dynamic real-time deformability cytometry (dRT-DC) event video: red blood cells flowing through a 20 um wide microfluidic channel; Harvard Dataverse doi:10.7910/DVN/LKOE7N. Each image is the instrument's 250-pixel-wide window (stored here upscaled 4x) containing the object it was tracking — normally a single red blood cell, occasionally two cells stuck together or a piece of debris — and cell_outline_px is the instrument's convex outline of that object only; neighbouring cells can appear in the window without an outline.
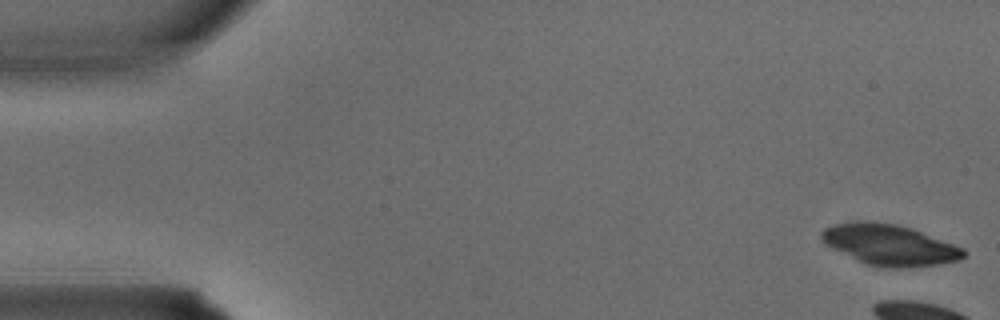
{"species": "common noctule bat (a hibernating species)", "species_latin": "Nyctalus noctula", "temperature_condition": "warm", "stored_images_in_passage": 4, "camera_frame_rate_fps": 3000, "um_per_image_px": 0.085, "animal": {"sex": "male", "body_mass_g": 15.6}, "frame": {"image": 1, "passage_image": 1, "time_ms": 0.0, "image_size_px": [1000, 320], "cell_outline_px": [[968, 252], [960, 260], [936, 264], [896, 268], [888, 268], [868, 264], [832, 248], [824, 244], [820, 240], [820, 232], [824, 228], [836, 224], [852, 220], [868, 220], [896, 224], [912, 228], [964, 248]], "centroid_in_image_um": [75.59, 20.78], "position_along_channel_um": 9.4, "area_um2": 33.81}}